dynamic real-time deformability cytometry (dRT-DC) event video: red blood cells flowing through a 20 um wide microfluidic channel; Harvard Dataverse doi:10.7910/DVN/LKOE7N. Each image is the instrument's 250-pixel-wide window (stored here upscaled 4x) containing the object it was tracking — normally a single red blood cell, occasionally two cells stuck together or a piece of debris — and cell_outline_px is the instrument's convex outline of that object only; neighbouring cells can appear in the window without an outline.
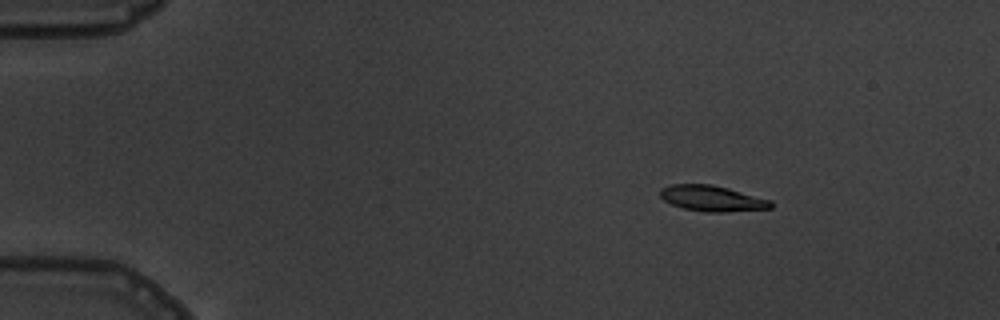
{"species": "common noctule bat (a hibernating species)", "species_latin": "Nyctalus noctula", "temperature_condition": "warm", "stored_images_in_passage": 6, "camera_frame_rate_fps": 3000, "um_per_image_px": 0.085, "animal": {"sex": "male", "body_mass_g": 19.5, "forearm_length_mm": 54.6}, "frame": {"image": 1, "passage_image": 2, "time_ms": 1.0, "image_size_px": [1000, 320], "cell_outline_px": [[772, 208], [720, 212], [708, 212], [684, 208], [672, 204], [664, 200], [660, 196], [660, 188], [672, 184], [712, 184], [728, 188], [772, 200]], "centroid_in_image_um": [60.52, 16.85], "position_along_channel_um": 24.5, "area_um2": 16.47}}
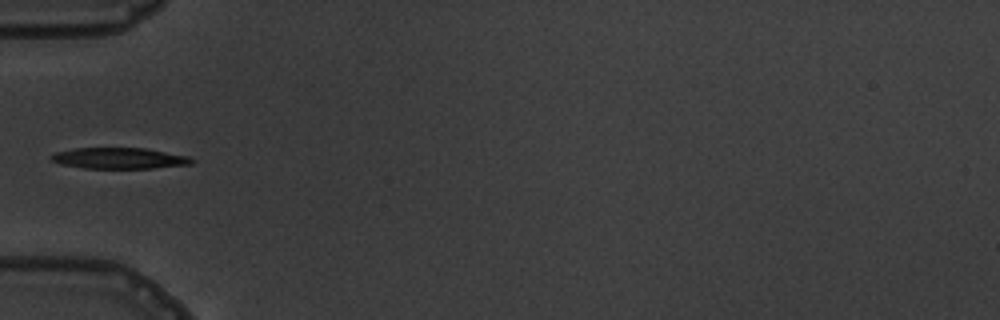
{"frame": {"image": 2, "passage_image": 5, "time_ms": 4.667, "image_size_px": [1000, 320], "cell_outline_px": [[196, 160], [192, 164], [152, 168], [84, 168], [60, 164], [52, 160], [48, 156], [56, 152], [76, 148], [144, 148], [188, 156]], "centroid_in_image_um": [10.14, 13.45], "position_along_channel_um": 74.9, "area_um2": 17.17}}